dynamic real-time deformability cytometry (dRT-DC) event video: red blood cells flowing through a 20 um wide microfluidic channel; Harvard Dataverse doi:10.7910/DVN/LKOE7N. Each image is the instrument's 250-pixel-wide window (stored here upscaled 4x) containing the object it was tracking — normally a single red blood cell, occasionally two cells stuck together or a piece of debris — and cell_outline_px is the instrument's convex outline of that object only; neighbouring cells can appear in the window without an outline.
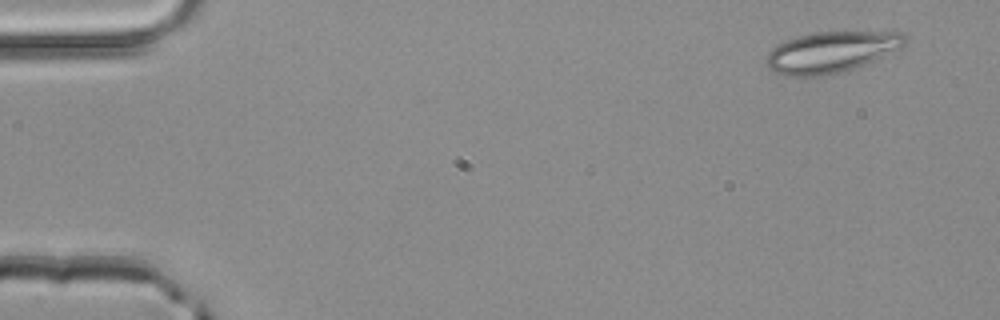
{"species": "common noctule bat (a hibernating species)", "species_latin": "Nyctalus noctula", "temperature_condition": "room temperature", "stored_images_in_passage": 3, "camera_frame_rate_fps": 3000, "um_per_image_px": 0.085, "animal": {"sex": "male", "body_mass_g": 20.4}, "frame": {"image": 1, "passage_image": 1, "time_ms": 0.0, "image_size_px": [1000, 320], "cell_outline_px": [[908, 40], [900, 48], [864, 64], [852, 68], [820, 76], [784, 76], [776, 72], [764, 60], [768, 52], [776, 44], [784, 40], [816, 32], [904, 32]], "centroid_in_image_um": [70.63, 4.41], "position_along_channel_um": 14.4, "area_um2": 32.71}}